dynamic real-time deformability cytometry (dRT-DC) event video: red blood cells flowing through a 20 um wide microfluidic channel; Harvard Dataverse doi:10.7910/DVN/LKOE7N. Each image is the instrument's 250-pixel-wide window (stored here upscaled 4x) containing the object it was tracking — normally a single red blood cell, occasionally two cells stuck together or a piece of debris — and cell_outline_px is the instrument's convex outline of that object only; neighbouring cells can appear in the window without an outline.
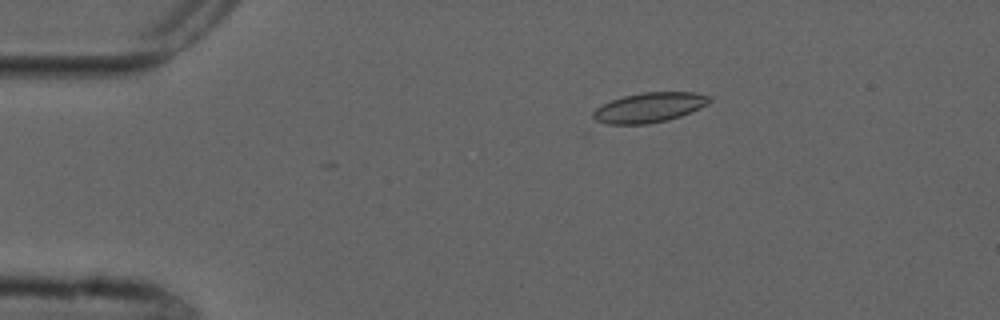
{"species": "common noctule bat (a hibernating species)", "species_latin": "Nyctalus noctula", "temperature_condition": "cold", "stored_images_in_passage": 6, "camera_frame_rate_fps": 3000, "um_per_image_px": 0.085, "animal": {"sex": "male", "forearm_length_mm": 52.5}, "frame": {"image": 1, "passage_image": 3, "time_ms": 2.333, "image_size_px": [1000, 320], "cell_outline_px": [[712, 100], [708, 104], [700, 108], [680, 116], [668, 120], [648, 124], [592, 124], [592, 112], [596, 108], [612, 100], [624, 96], [644, 92], [696, 92], [712, 96]], "centroid_in_image_um": [55.16, 9.15], "position_along_channel_um": 29.8, "area_um2": 20.58}}
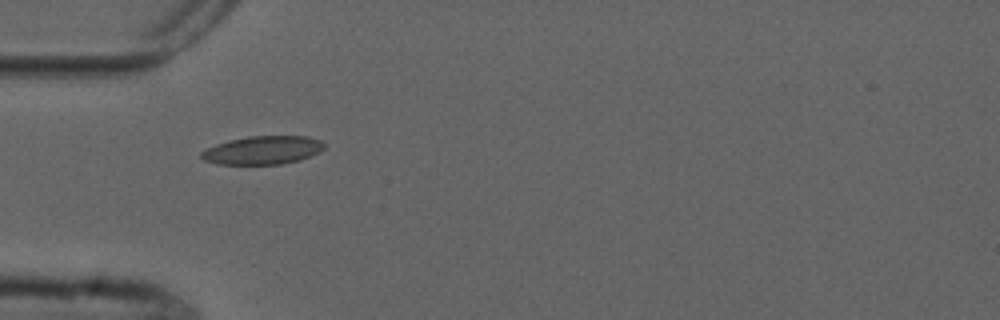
{"frame": {"image": 2, "passage_image": 5, "time_ms": 4.667, "image_size_px": [1000, 320], "cell_outline_px": [[324, 148], [320, 152], [300, 160], [280, 164], [216, 164], [204, 160], [200, 156], [200, 152], [216, 144], [248, 136], [308, 136], [320, 140], [324, 144]], "centroid_in_image_um": [22.35, 12.77], "position_along_channel_um": 62.7, "area_um2": 20.23}}
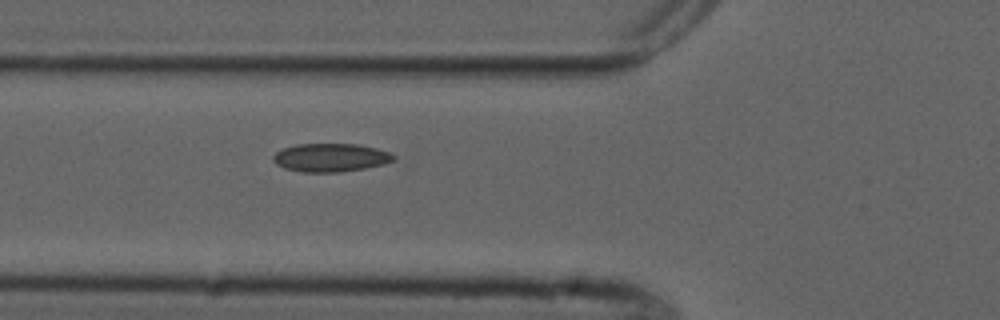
{"frame": {"image": 3, "passage_image": 6, "time_ms": 5.667, "image_size_px": [1000, 320], "cell_outline_px": [[396, 160], [384, 164], [364, 168], [340, 172], [300, 172], [284, 168], [276, 164], [272, 160], [272, 156], [276, 152], [284, 148], [296, 144], [356, 144], [376, 148], [388, 152], [396, 156]], "centroid_in_image_um": [28.09, 13.4], "position_along_channel_um": 97.7, "area_um2": 19.94}}